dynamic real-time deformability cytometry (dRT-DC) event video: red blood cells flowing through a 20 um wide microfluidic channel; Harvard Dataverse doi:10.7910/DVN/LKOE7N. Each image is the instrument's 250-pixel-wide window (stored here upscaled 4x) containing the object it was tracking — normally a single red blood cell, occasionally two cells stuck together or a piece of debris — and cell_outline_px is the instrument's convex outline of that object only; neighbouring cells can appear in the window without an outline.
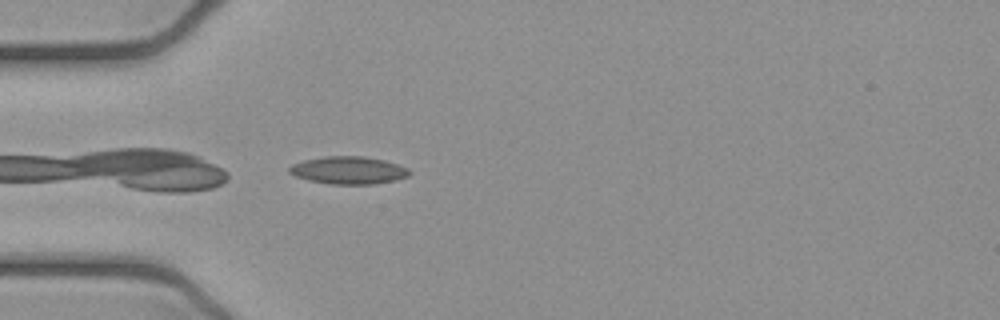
{"species": "common noctule bat (a hibernating species)", "species_latin": "Nyctalus noctula", "temperature_condition": "cold", "stored_images_in_passage": 2, "camera_frame_rate_fps": 3000, "um_per_image_px": 0.085, "animal": {"sex": "female", "body_mass_g": 21.9}, "frame": {"image": 1, "passage_image": 1, "time_ms": 0.0, "image_size_px": [1000, 320], "cell_outline_px": [[412, 172], [408, 176], [396, 180], [376, 184], [332, 184], [308, 180], [296, 176], [288, 172], [288, 168], [292, 164], [304, 160], [324, 156], [364, 156], [384, 160], [408, 168]], "centroid_in_image_um": [29.63, 14.47], "position_along_channel_um": 55.4, "area_um2": 19.36}}